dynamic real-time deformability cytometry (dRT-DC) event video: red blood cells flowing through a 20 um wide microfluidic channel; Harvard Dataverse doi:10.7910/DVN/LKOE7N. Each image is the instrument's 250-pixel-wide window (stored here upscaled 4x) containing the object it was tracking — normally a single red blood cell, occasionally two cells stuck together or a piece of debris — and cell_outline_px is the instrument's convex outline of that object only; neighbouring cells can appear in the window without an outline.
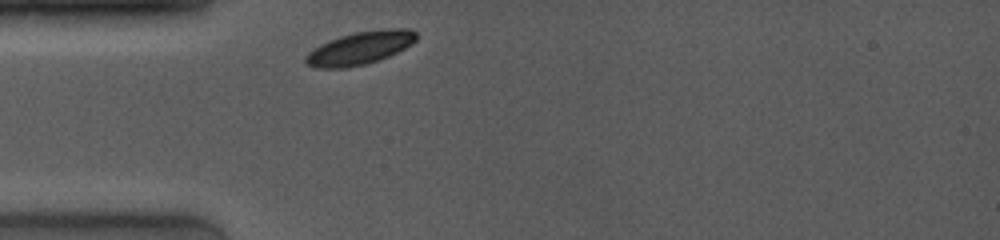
{"species": "common noctule bat (a hibernating species)", "species_latin": "Nyctalus noctula", "temperature_condition": "room temperature", "stored_images_in_passage": 4, "camera_frame_rate_fps": 4000, "um_per_image_px": 0.085, "animal": {"sex": "female", "body_mass_g": 19.0, "forearm_length_mm": 53.3}, "frame": {"image": 1, "passage_image": 1, "time_ms": 0.0, "image_size_px": [1000, 240], "cell_outline_px": [[416, 40], [412, 44], [388, 56], [364, 64], [344, 68], [316, 68], [304, 64], [304, 56], [312, 48], [328, 40], [340, 36], [356, 32], [388, 28], [408, 28], [416, 32]], "centroid_in_image_um": [30.54, 4.08], "position_along_channel_um": 54.5, "area_um2": 21.27}}
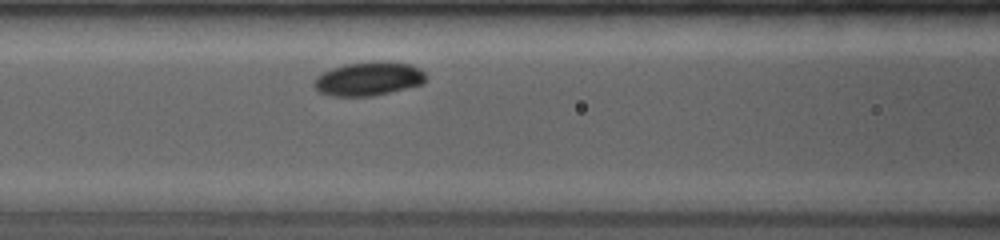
{"frame": {"image": 2, "passage_image": 4, "time_ms": 2.25, "image_size_px": [1000, 240], "cell_outline_px": [[428, 76], [424, 84], [372, 96], [332, 96], [320, 92], [312, 84], [316, 76], [332, 68], [344, 64], [384, 60], [388, 60], [412, 64], [420, 68]], "centroid_in_image_um": [31.38, 6.68], "position_along_channel_um": 135.2, "area_um2": 22.37}}